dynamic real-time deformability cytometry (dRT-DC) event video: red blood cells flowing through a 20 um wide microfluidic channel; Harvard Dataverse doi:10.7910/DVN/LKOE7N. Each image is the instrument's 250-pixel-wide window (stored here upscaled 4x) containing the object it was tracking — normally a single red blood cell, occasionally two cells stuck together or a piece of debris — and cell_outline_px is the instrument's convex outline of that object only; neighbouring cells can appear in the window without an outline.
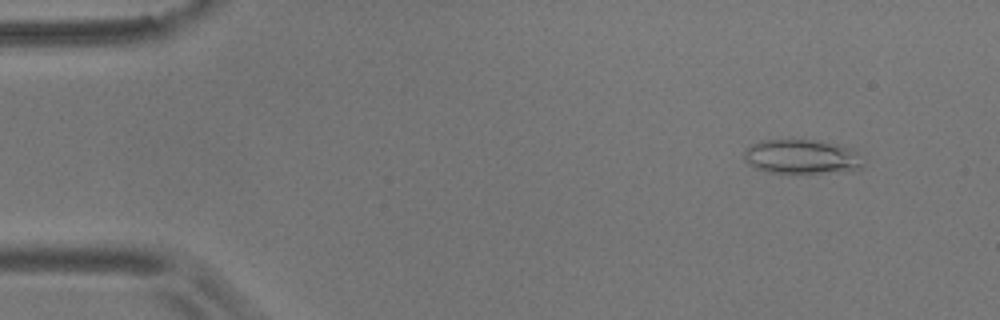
{"species": "common noctule bat (a hibernating species)", "species_latin": "Nyctalus noctula", "temperature_condition": "room temperature", "stored_images_in_passage": 4, "camera_frame_rate_fps": 3000, "um_per_image_px": 0.085, "animal": {"sex": "male", "body_mass_g": 17.9}, "frame": {"image": 1, "passage_image": 2, "time_ms": 0.333, "image_size_px": [1000, 320], "cell_outline_px": [[864, 164], [860, 168], [852, 172], [768, 172], [756, 168], [748, 164], [744, 160], [744, 148], [752, 144], [764, 140], [820, 140], [856, 148], [864, 160]], "centroid_in_image_um": [68.22, 13.31], "position_along_channel_um": 16.8, "area_um2": 24.28}}